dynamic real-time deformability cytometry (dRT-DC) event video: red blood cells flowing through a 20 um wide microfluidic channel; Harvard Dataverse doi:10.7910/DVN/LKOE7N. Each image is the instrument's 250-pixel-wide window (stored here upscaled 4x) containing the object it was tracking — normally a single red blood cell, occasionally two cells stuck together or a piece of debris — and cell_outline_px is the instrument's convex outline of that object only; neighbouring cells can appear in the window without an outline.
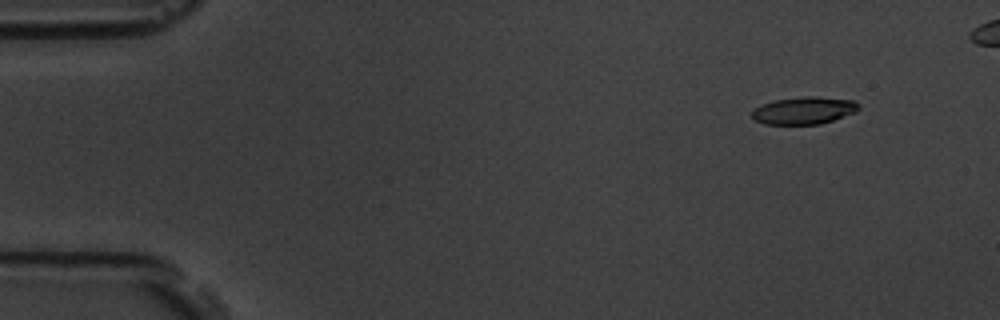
{"species": "common noctule bat (a hibernating species)", "species_latin": "Nyctalus noctula", "temperature_condition": "room temperature", "stored_images_in_passage": 6, "camera_frame_rate_fps": 3000, "um_per_image_px": 0.085, "animal": {"sex": "male", "body_mass_g": 19.5, "forearm_length_mm": 54.6}, "frame": {"image": 1, "passage_image": 2, "time_ms": 1.0, "image_size_px": [1000, 320], "cell_outline_px": [[860, 108], [856, 112], [820, 124], [764, 124], [756, 120], [752, 116], [752, 108], [776, 100], [804, 96], [816, 96], [852, 100]], "centroid_in_image_um": [68.32, 9.39], "position_along_channel_um": 16.7, "area_um2": 16.82}}